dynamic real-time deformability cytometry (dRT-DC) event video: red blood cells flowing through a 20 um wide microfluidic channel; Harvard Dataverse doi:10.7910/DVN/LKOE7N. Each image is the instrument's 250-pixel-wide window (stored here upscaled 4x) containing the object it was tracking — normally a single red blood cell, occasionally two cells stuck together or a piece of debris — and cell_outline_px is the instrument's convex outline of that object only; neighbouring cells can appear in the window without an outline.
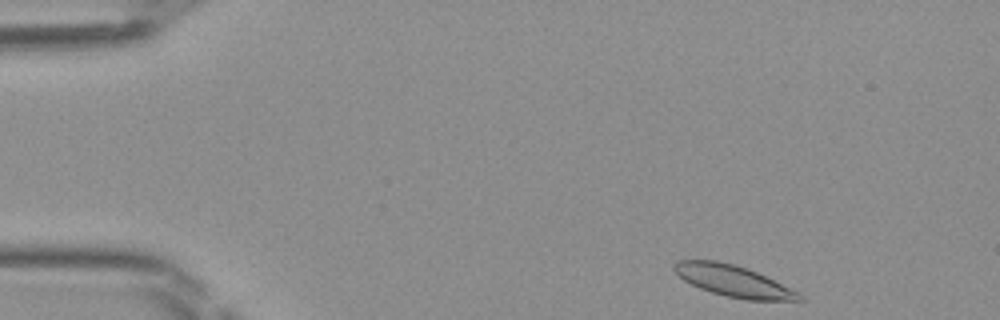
{"species": "Egyptian fruit bat (a non-hibernating species)", "species_latin": "Rousettus aegyptiacus", "temperature_condition": "room temperature", "stored_images_in_passage": 43, "camera_frame_rate_fps": 3000, "um_per_image_px": 0.085, "frame": {"image": 1, "passage_image": 1, "time_ms": 0.0, "image_size_px": [1000, 320], "cell_outline_px": [[804, 300], [748, 300], [728, 296], [712, 292], [700, 288], [684, 280], [672, 268], [672, 264], [676, 260], [716, 260], [748, 268], [804, 296]], "centroid_in_image_um": [62.27, 23.86], "position_along_channel_um": 22.7, "area_um2": 22.31}}
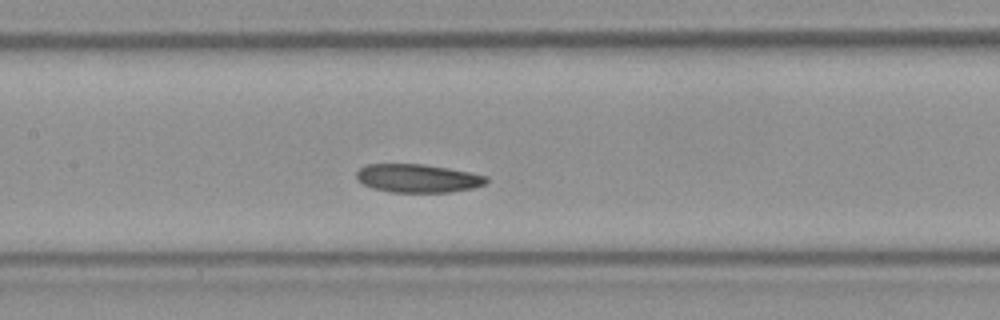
{"frame": {"image": 2, "passage_image": 18, "time_ms": 5.667, "image_size_px": [1000, 320], "cell_outline_px": [[488, 180], [484, 184], [472, 188], [448, 192], [392, 192], [372, 188], [356, 180], [356, 172], [360, 168], [368, 164], [424, 164], [448, 168], [488, 176]], "centroid_in_image_um": [35.48, 15.15], "position_along_channel_um": 171.9, "area_um2": 21.39}}
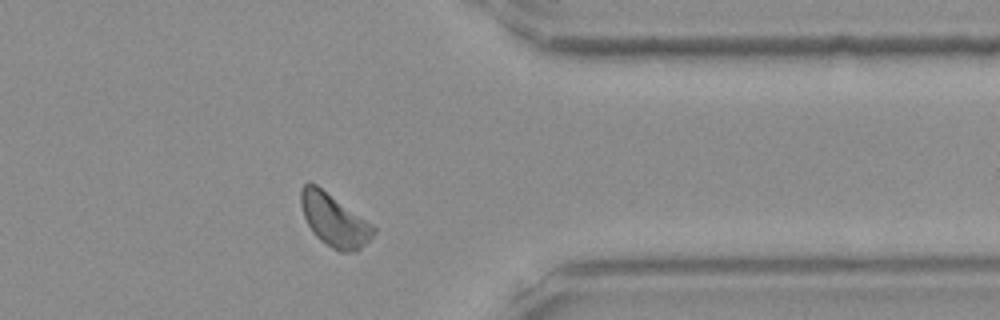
{"frame": {"image": 3, "passage_image": 34, "time_ms": 11.0, "image_size_px": [1000, 320], "cell_outline_px": [[376, 232], [356, 252], [340, 252], [332, 248], [320, 240], [312, 232], [304, 216], [300, 204], [300, 188], [308, 180], [316, 184], [372, 224], [376, 228]], "centroid_in_image_um": [28.37, 18.7], "position_along_channel_um": 383.0, "area_um2": 22.14}}